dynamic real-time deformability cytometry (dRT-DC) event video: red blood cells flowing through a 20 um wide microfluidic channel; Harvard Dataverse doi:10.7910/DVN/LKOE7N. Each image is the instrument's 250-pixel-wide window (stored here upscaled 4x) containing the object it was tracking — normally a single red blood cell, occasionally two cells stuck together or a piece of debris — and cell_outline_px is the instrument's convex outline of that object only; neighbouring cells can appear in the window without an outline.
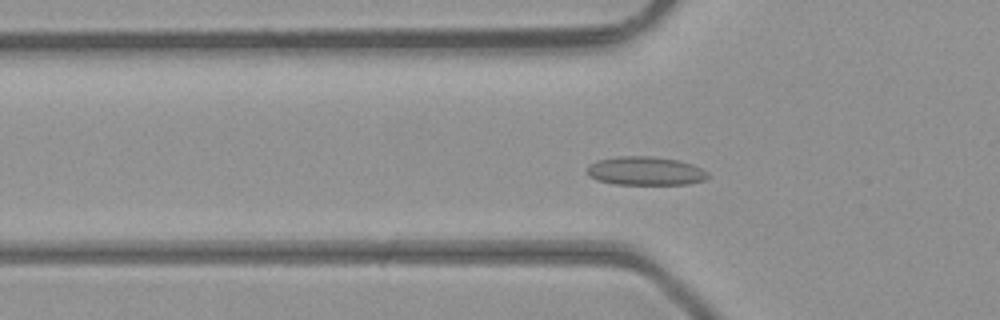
{"species": "common noctule bat (a hibernating species)", "species_latin": "Nyctalus noctula", "temperature_condition": "room temperature", "stored_images_in_passage": 34, "camera_frame_rate_fps": 3000, "um_per_image_px": 0.085, "animal": {"sex": "male", "body_mass_g": 23.1, "forearm_length_mm": 52.7}, "frame": {"image": 1, "passage_image": 3, "time_ms": 0.667, "image_size_px": [1000, 320], "cell_outline_px": [[712, 176], [704, 180], [688, 184], [616, 184], [596, 180], [588, 176], [588, 164], [596, 160], [616, 156], [652, 156], [680, 160], [692, 164], [708, 172]], "centroid_in_image_um": [54.86, 14.52], "position_along_channel_um": 70.9, "area_um2": 20.4}}
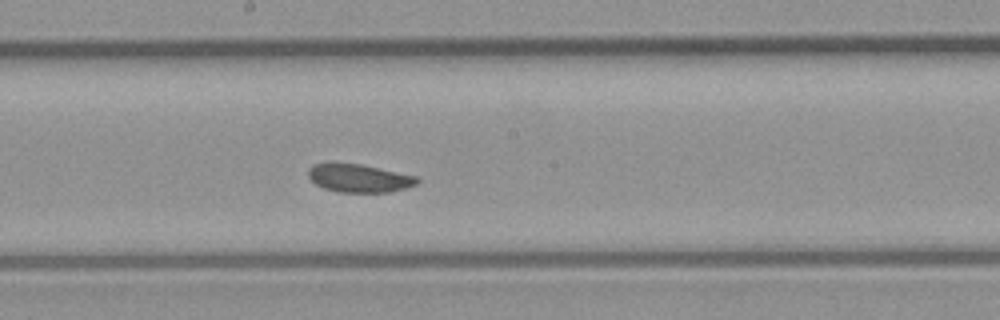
{"frame": {"image": 2, "passage_image": 13, "time_ms": 4.0, "image_size_px": [1000, 320], "cell_outline_px": [[420, 180], [416, 184], [404, 188], [388, 192], [340, 192], [324, 188], [316, 184], [308, 176], [308, 168], [312, 164], [360, 164], [416, 176]], "centroid_in_image_um": [30.51, 15.15], "position_along_channel_um": 217.7, "area_um2": 17.46}}
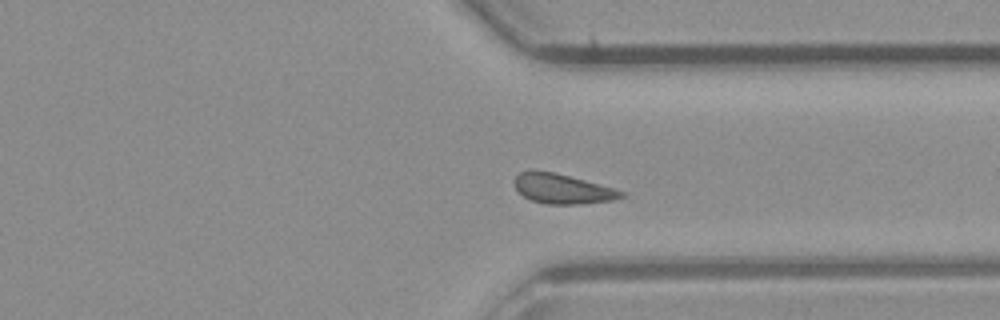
{"frame": {"image": 3, "passage_image": 23, "time_ms": 7.333, "image_size_px": [1000, 320], "cell_outline_px": [[624, 196], [616, 200], [580, 204], [548, 204], [532, 200], [524, 196], [516, 188], [516, 176], [520, 172], [556, 172], [612, 188], [624, 192]], "centroid_in_image_um": [47.86, 16.07], "position_along_channel_um": 363.5, "area_um2": 17.98}}